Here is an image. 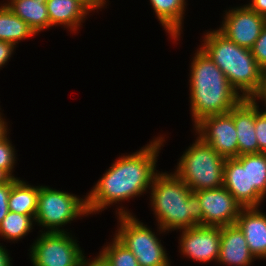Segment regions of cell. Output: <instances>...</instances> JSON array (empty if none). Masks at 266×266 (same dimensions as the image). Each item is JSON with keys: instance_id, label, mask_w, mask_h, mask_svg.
I'll use <instances>...</instances> for the list:
<instances>
[{"instance_id": "1", "label": "cell", "mask_w": 266, "mask_h": 266, "mask_svg": "<svg viewBox=\"0 0 266 266\" xmlns=\"http://www.w3.org/2000/svg\"><path fill=\"white\" fill-rule=\"evenodd\" d=\"M164 139L160 135L140 150L114 161L86 195L89 215L102 212L113 203L140 196L151 188L158 173L156 162Z\"/></svg>"}, {"instance_id": "2", "label": "cell", "mask_w": 266, "mask_h": 266, "mask_svg": "<svg viewBox=\"0 0 266 266\" xmlns=\"http://www.w3.org/2000/svg\"><path fill=\"white\" fill-rule=\"evenodd\" d=\"M192 61L189 98L195 126L207 116L229 112L243 98L202 49L197 50Z\"/></svg>"}, {"instance_id": "3", "label": "cell", "mask_w": 266, "mask_h": 266, "mask_svg": "<svg viewBox=\"0 0 266 266\" xmlns=\"http://www.w3.org/2000/svg\"><path fill=\"white\" fill-rule=\"evenodd\" d=\"M150 190V205L160 233L201 225L203 212L199 197L175 173L159 171Z\"/></svg>"}, {"instance_id": "4", "label": "cell", "mask_w": 266, "mask_h": 266, "mask_svg": "<svg viewBox=\"0 0 266 266\" xmlns=\"http://www.w3.org/2000/svg\"><path fill=\"white\" fill-rule=\"evenodd\" d=\"M203 42L200 49L223 71L230 85L242 98H251L259 90L264 72L251 49L230 41L218 30L204 33Z\"/></svg>"}, {"instance_id": "5", "label": "cell", "mask_w": 266, "mask_h": 266, "mask_svg": "<svg viewBox=\"0 0 266 266\" xmlns=\"http://www.w3.org/2000/svg\"><path fill=\"white\" fill-rule=\"evenodd\" d=\"M225 158L197 136L180 157L174 173L192 190L223 186Z\"/></svg>"}, {"instance_id": "6", "label": "cell", "mask_w": 266, "mask_h": 266, "mask_svg": "<svg viewBox=\"0 0 266 266\" xmlns=\"http://www.w3.org/2000/svg\"><path fill=\"white\" fill-rule=\"evenodd\" d=\"M123 208H117L119 226L115 237L134 254L140 266H170V259L155 232Z\"/></svg>"}, {"instance_id": "7", "label": "cell", "mask_w": 266, "mask_h": 266, "mask_svg": "<svg viewBox=\"0 0 266 266\" xmlns=\"http://www.w3.org/2000/svg\"><path fill=\"white\" fill-rule=\"evenodd\" d=\"M84 215H89L86 196L82 199L68 192L40 186L34 222L47 231L39 232H66L60 227Z\"/></svg>"}, {"instance_id": "8", "label": "cell", "mask_w": 266, "mask_h": 266, "mask_svg": "<svg viewBox=\"0 0 266 266\" xmlns=\"http://www.w3.org/2000/svg\"><path fill=\"white\" fill-rule=\"evenodd\" d=\"M69 232H41L30 247L33 266H81L85 256Z\"/></svg>"}, {"instance_id": "9", "label": "cell", "mask_w": 266, "mask_h": 266, "mask_svg": "<svg viewBox=\"0 0 266 266\" xmlns=\"http://www.w3.org/2000/svg\"><path fill=\"white\" fill-rule=\"evenodd\" d=\"M194 128L198 137L209 144L220 156L225 159L238 157L233 108L227 113L203 118Z\"/></svg>"}, {"instance_id": "10", "label": "cell", "mask_w": 266, "mask_h": 266, "mask_svg": "<svg viewBox=\"0 0 266 266\" xmlns=\"http://www.w3.org/2000/svg\"><path fill=\"white\" fill-rule=\"evenodd\" d=\"M221 27L217 29L237 45L251 49L266 25V18L253 11L248 5L225 11Z\"/></svg>"}, {"instance_id": "11", "label": "cell", "mask_w": 266, "mask_h": 266, "mask_svg": "<svg viewBox=\"0 0 266 266\" xmlns=\"http://www.w3.org/2000/svg\"><path fill=\"white\" fill-rule=\"evenodd\" d=\"M194 193L199 197L202 206L201 225L224 227L236 223L243 207L225 187L198 190Z\"/></svg>"}, {"instance_id": "12", "label": "cell", "mask_w": 266, "mask_h": 266, "mask_svg": "<svg viewBox=\"0 0 266 266\" xmlns=\"http://www.w3.org/2000/svg\"><path fill=\"white\" fill-rule=\"evenodd\" d=\"M179 231H182L179 239L182 255L203 263L218 261L221 227L196 225Z\"/></svg>"}, {"instance_id": "13", "label": "cell", "mask_w": 266, "mask_h": 266, "mask_svg": "<svg viewBox=\"0 0 266 266\" xmlns=\"http://www.w3.org/2000/svg\"><path fill=\"white\" fill-rule=\"evenodd\" d=\"M223 187L243 208L260 207L264 200L255 189H249L248 154L225 159Z\"/></svg>"}, {"instance_id": "14", "label": "cell", "mask_w": 266, "mask_h": 266, "mask_svg": "<svg viewBox=\"0 0 266 266\" xmlns=\"http://www.w3.org/2000/svg\"><path fill=\"white\" fill-rule=\"evenodd\" d=\"M49 28L63 25L71 32L79 30L89 12L98 10L88 0H46Z\"/></svg>"}, {"instance_id": "15", "label": "cell", "mask_w": 266, "mask_h": 266, "mask_svg": "<svg viewBox=\"0 0 266 266\" xmlns=\"http://www.w3.org/2000/svg\"><path fill=\"white\" fill-rule=\"evenodd\" d=\"M256 259L247 244L246 238L240 228L234 225L221 227L220 264L229 266H249Z\"/></svg>"}, {"instance_id": "16", "label": "cell", "mask_w": 266, "mask_h": 266, "mask_svg": "<svg viewBox=\"0 0 266 266\" xmlns=\"http://www.w3.org/2000/svg\"><path fill=\"white\" fill-rule=\"evenodd\" d=\"M235 224L243 232L252 255L266 259V214L258 207L243 208Z\"/></svg>"}, {"instance_id": "17", "label": "cell", "mask_w": 266, "mask_h": 266, "mask_svg": "<svg viewBox=\"0 0 266 266\" xmlns=\"http://www.w3.org/2000/svg\"><path fill=\"white\" fill-rule=\"evenodd\" d=\"M233 120L238 140V156L259 153L255 131V102L243 98L233 107Z\"/></svg>"}, {"instance_id": "18", "label": "cell", "mask_w": 266, "mask_h": 266, "mask_svg": "<svg viewBox=\"0 0 266 266\" xmlns=\"http://www.w3.org/2000/svg\"><path fill=\"white\" fill-rule=\"evenodd\" d=\"M158 21L174 41H178L182 32L183 14L186 0H150ZM182 28V29H181Z\"/></svg>"}, {"instance_id": "19", "label": "cell", "mask_w": 266, "mask_h": 266, "mask_svg": "<svg viewBox=\"0 0 266 266\" xmlns=\"http://www.w3.org/2000/svg\"><path fill=\"white\" fill-rule=\"evenodd\" d=\"M5 4L26 22L35 34L49 28L46 0H8Z\"/></svg>"}, {"instance_id": "20", "label": "cell", "mask_w": 266, "mask_h": 266, "mask_svg": "<svg viewBox=\"0 0 266 266\" xmlns=\"http://www.w3.org/2000/svg\"><path fill=\"white\" fill-rule=\"evenodd\" d=\"M40 185L31 186L17 179L11 186L8 199L9 211L32 216L35 219Z\"/></svg>"}, {"instance_id": "21", "label": "cell", "mask_w": 266, "mask_h": 266, "mask_svg": "<svg viewBox=\"0 0 266 266\" xmlns=\"http://www.w3.org/2000/svg\"><path fill=\"white\" fill-rule=\"evenodd\" d=\"M1 5V4H0ZM36 35L30 26L15 15L5 3L0 6V41L17 46L22 39Z\"/></svg>"}, {"instance_id": "22", "label": "cell", "mask_w": 266, "mask_h": 266, "mask_svg": "<svg viewBox=\"0 0 266 266\" xmlns=\"http://www.w3.org/2000/svg\"><path fill=\"white\" fill-rule=\"evenodd\" d=\"M33 221L32 216L9 211L0 223V236L9 241H19L33 229Z\"/></svg>"}, {"instance_id": "23", "label": "cell", "mask_w": 266, "mask_h": 266, "mask_svg": "<svg viewBox=\"0 0 266 266\" xmlns=\"http://www.w3.org/2000/svg\"><path fill=\"white\" fill-rule=\"evenodd\" d=\"M105 246L98 256L108 266H140L134 254L115 236L112 242Z\"/></svg>"}, {"instance_id": "24", "label": "cell", "mask_w": 266, "mask_h": 266, "mask_svg": "<svg viewBox=\"0 0 266 266\" xmlns=\"http://www.w3.org/2000/svg\"><path fill=\"white\" fill-rule=\"evenodd\" d=\"M249 189L266 198V153L248 154Z\"/></svg>"}, {"instance_id": "25", "label": "cell", "mask_w": 266, "mask_h": 266, "mask_svg": "<svg viewBox=\"0 0 266 266\" xmlns=\"http://www.w3.org/2000/svg\"><path fill=\"white\" fill-rule=\"evenodd\" d=\"M8 138L6 135L0 140V178H17L12 174L16 164V151Z\"/></svg>"}, {"instance_id": "26", "label": "cell", "mask_w": 266, "mask_h": 266, "mask_svg": "<svg viewBox=\"0 0 266 266\" xmlns=\"http://www.w3.org/2000/svg\"><path fill=\"white\" fill-rule=\"evenodd\" d=\"M255 102V131L259 146V153H266V111H259V105Z\"/></svg>"}, {"instance_id": "27", "label": "cell", "mask_w": 266, "mask_h": 266, "mask_svg": "<svg viewBox=\"0 0 266 266\" xmlns=\"http://www.w3.org/2000/svg\"><path fill=\"white\" fill-rule=\"evenodd\" d=\"M18 178H0V223L9 212L8 199L12 184Z\"/></svg>"}, {"instance_id": "28", "label": "cell", "mask_w": 266, "mask_h": 266, "mask_svg": "<svg viewBox=\"0 0 266 266\" xmlns=\"http://www.w3.org/2000/svg\"><path fill=\"white\" fill-rule=\"evenodd\" d=\"M252 55L256 62L265 71L266 70V25L263 27L261 34L251 48Z\"/></svg>"}, {"instance_id": "29", "label": "cell", "mask_w": 266, "mask_h": 266, "mask_svg": "<svg viewBox=\"0 0 266 266\" xmlns=\"http://www.w3.org/2000/svg\"><path fill=\"white\" fill-rule=\"evenodd\" d=\"M16 46L11 43L0 41V69L8 62Z\"/></svg>"}, {"instance_id": "30", "label": "cell", "mask_w": 266, "mask_h": 266, "mask_svg": "<svg viewBox=\"0 0 266 266\" xmlns=\"http://www.w3.org/2000/svg\"><path fill=\"white\" fill-rule=\"evenodd\" d=\"M250 99H252L253 101H256L258 99L262 100L265 102V105H266V70L263 72L259 90Z\"/></svg>"}, {"instance_id": "31", "label": "cell", "mask_w": 266, "mask_h": 266, "mask_svg": "<svg viewBox=\"0 0 266 266\" xmlns=\"http://www.w3.org/2000/svg\"><path fill=\"white\" fill-rule=\"evenodd\" d=\"M252 2V3H250ZM248 5L253 11L266 18V0H251Z\"/></svg>"}, {"instance_id": "32", "label": "cell", "mask_w": 266, "mask_h": 266, "mask_svg": "<svg viewBox=\"0 0 266 266\" xmlns=\"http://www.w3.org/2000/svg\"><path fill=\"white\" fill-rule=\"evenodd\" d=\"M9 252L0 243V266H12Z\"/></svg>"}, {"instance_id": "33", "label": "cell", "mask_w": 266, "mask_h": 266, "mask_svg": "<svg viewBox=\"0 0 266 266\" xmlns=\"http://www.w3.org/2000/svg\"><path fill=\"white\" fill-rule=\"evenodd\" d=\"M81 266H108L98 255L95 257V259H84L83 263Z\"/></svg>"}, {"instance_id": "34", "label": "cell", "mask_w": 266, "mask_h": 266, "mask_svg": "<svg viewBox=\"0 0 266 266\" xmlns=\"http://www.w3.org/2000/svg\"><path fill=\"white\" fill-rule=\"evenodd\" d=\"M7 128H8L7 122L3 119L0 112V140L9 134Z\"/></svg>"}, {"instance_id": "35", "label": "cell", "mask_w": 266, "mask_h": 266, "mask_svg": "<svg viewBox=\"0 0 266 266\" xmlns=\"http://www.w3.org/2000/svg\"><path fill=\"white\" fill-rule=\"evenodd\" d=\"M95 8L100 9L104 8L106 5V0H88Z\"/></svg>"}]
</instances>
